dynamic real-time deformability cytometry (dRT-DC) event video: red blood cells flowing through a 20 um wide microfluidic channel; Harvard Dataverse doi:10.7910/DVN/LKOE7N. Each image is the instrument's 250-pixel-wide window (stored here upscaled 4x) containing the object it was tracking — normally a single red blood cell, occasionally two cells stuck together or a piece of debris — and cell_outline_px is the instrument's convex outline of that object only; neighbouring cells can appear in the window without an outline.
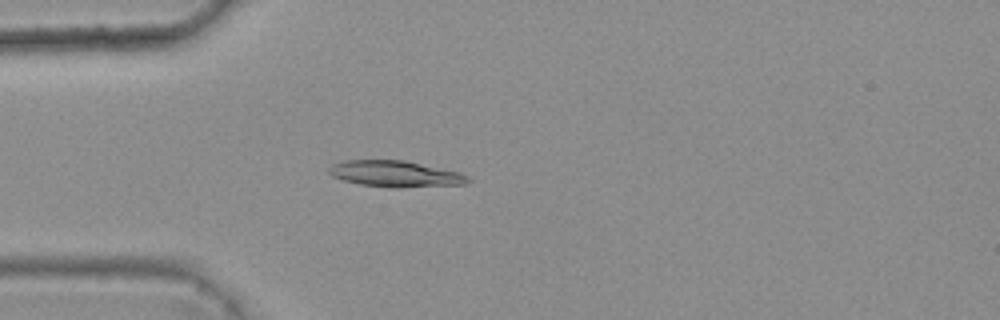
{"species": "common noctule bat (a hibernating species)", "species_latin": "Nyctalus noctula", "temperature_condition": "warm", "stored_images_in_passage": 2, "camera_frame_rate_fps": 3000, "um_per_image_px": 0.085, "animal": {"sex": "female", "body_mass_g": 25.1}, "frame": {"image": 1, "passage_image": 2, "time_ms": 0.333, "image_size_px": [1000, 320], "cell_outline_px": [[472, 180], [464, 184], [400, 188], [392, 188], [360, 184], [344, 180], [332, 176], [328, 172], [328, 168], [332, 164], [344, 160], [404, 160], [460, 172], [468, 176]], "centroid_in_image_um": [33.61, 14.78], "position_along_channel_um": 51.4, "area_um2": 21.33}}